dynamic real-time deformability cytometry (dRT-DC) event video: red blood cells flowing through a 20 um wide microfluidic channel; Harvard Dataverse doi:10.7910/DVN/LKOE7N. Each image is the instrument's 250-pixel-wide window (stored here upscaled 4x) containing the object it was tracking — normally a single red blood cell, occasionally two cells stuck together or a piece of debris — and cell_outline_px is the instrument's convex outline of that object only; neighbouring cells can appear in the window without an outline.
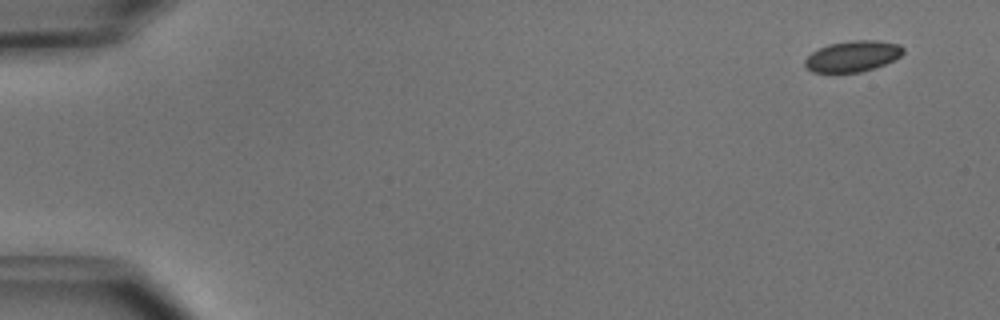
{"species": "common noctule bat (a hibernating species)", "species_latin": "Nyctalus noctula", "temperature_condition": "cold", "stored_images_in_passage": 46, "camera_frame_rate_fps": 3000, "um_per_image_px": 0.085, "animal": {"sex": "male", "body_mass_g": 15.6}, "frame": {"image": 1, "passage_image": 1, "time_ms": 0.0, "image_size_px": [1000, 320], "cell_outline_px": [[904, 52], [900, 56], [884, 64], [860, 72], [812, 72], [804, 68], [804, 60], [812, 52], [828, 44], [852, 40], [876, 40], [900, 44], [904, 48]], "centroid_in_image_um": [72.45, 4.77], "position_along_channel_um": 12.5, "area_um2": 17.69}}
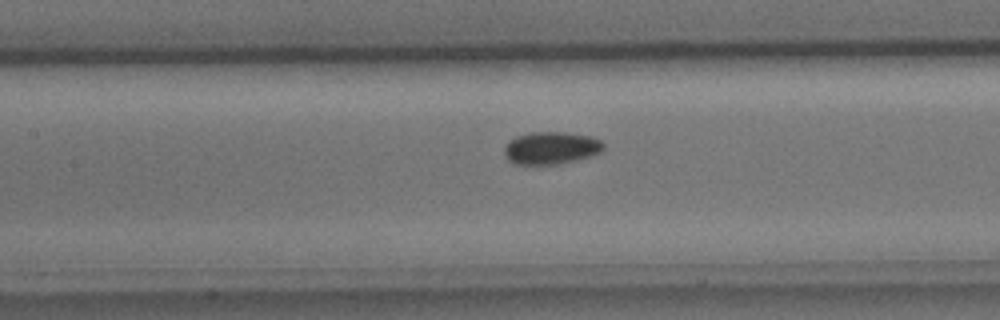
{"frame": {"image": 2, "passage_image": 22, "time_ms": 7.0, "image_size_px": [1000, 320], "cell_outline_px": [[604, 148], [600, 152], [592, 156], [560, 164], [512, 164], [504, 156], [504, 148], [516, 136], [532, 132], [564, 132], [592, 136], [600, 140], [604, 144]], "centroid_in_image_um": [46.86, 12.58], "position_along_channel_um": 160.5, "area_um2": 18.84}}
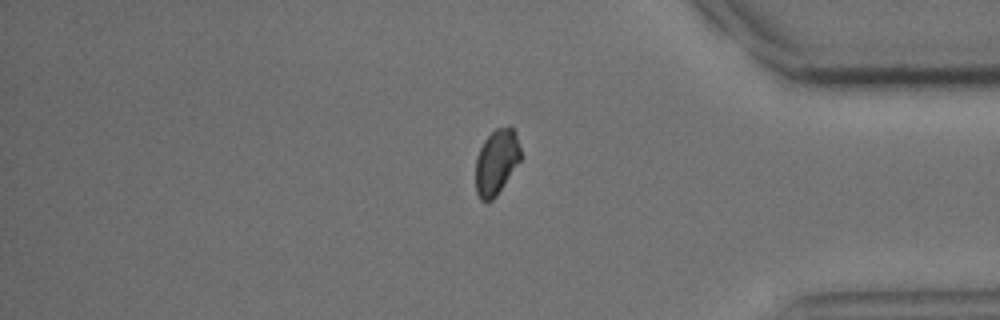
{"frame": {"image": 3, "passage_image": 41, "time_ms": 13.333, "image_size_px": [1000, 320], "cell_outline_px": [[524, 156], [496, 196], [492, 200], [480, 200], [476, 192], [476, 156], [484, 140], [496, 128], [508, 124], [516, 132]], "centroid_in_image_um": [42.24, 13.72], "position_along_channel_um": 393.0, "area_um2": 17.51}}